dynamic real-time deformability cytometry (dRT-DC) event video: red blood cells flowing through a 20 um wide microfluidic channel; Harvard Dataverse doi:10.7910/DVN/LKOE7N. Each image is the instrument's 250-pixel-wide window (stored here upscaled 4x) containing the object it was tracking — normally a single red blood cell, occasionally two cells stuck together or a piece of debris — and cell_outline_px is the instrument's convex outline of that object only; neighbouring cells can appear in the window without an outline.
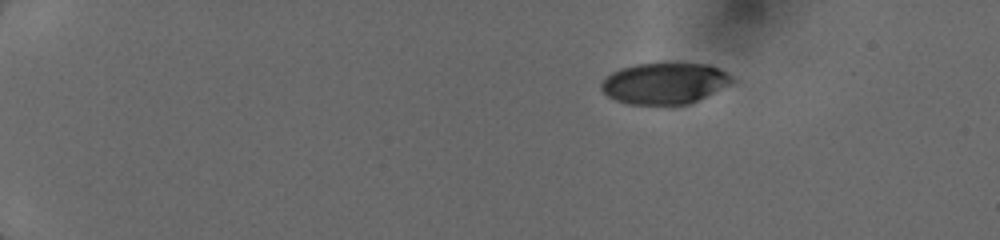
{"species": "human", "species_latin": "Homo sapiens", "temperature_condition": "cold", "stored_images_in_passage": 9, "camera_frame_rate_fps": 3000, "um_per_image_px": 0.085, "donor": {"sex": "female"}, "frame": {"image": 1, "passage_image": 1, "time_ms": 0.0, "image_size_px": [1000, 240], "cell_outline_px": [[736, 80], [732, 84], [688, 104], [628, 104], [616, 100], [608, 96], [600, 88], [600, 84], [612, 72], [620, 68], [636, 64], [708, 64], [720, 68], [732, 76]], "centroid_in_image_um": [56.51, 7.08], "position_along_channel_um": 28.5, "area_um2": 31.21}}
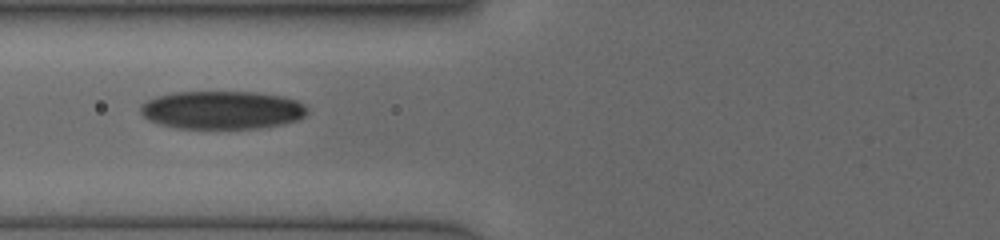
{"frame": {"image": 2, "passage_image": 7, "time_ms": 4.667, "image_size_px": [1000, 240], "cell_outline_px": [[308, 112], [304, 116], [296, 120], [280, 124], [256, 128], [176, 128], [160, 124], [148, 120], [140, 112], [140, 104], [156, 96], [172, 92], [256, 92], [284, 96], [296, 100], [304, 104], [308, 108]], "centroid_in_image_um": [18.86, 9.34], "position_along_channel_um": 106.9, "area_um2": 37.17}}
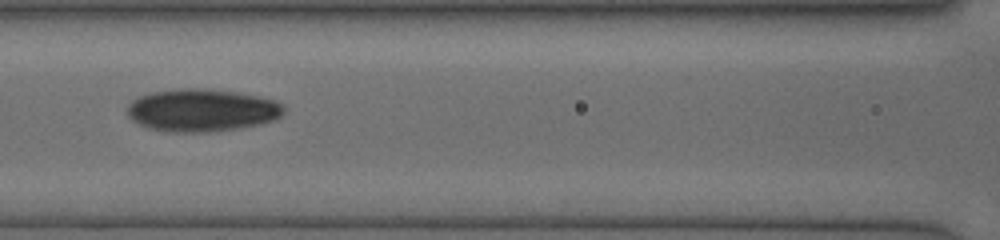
{"frame": {"image": 3, "passage_image": 8, "time_ms": 5.667, "image_size_px": [1000, 240], "cell_outline_px": [[284, 112], [280, 116], [272, 120], [256, 124], [232, 128], [196, 132], [180, 132], [148, 128], [132, 120], [128, 116], [128, 104], [132, 100], [140, 96], [152, 92], [176, 88], [204, 88], [236, 92], [260, 96], [276, 100], [284, 104]], "centroid_in_image_um": [17.15, 9.33], "position_along_channel_um": 149.5, "area_um2": 38.44}}